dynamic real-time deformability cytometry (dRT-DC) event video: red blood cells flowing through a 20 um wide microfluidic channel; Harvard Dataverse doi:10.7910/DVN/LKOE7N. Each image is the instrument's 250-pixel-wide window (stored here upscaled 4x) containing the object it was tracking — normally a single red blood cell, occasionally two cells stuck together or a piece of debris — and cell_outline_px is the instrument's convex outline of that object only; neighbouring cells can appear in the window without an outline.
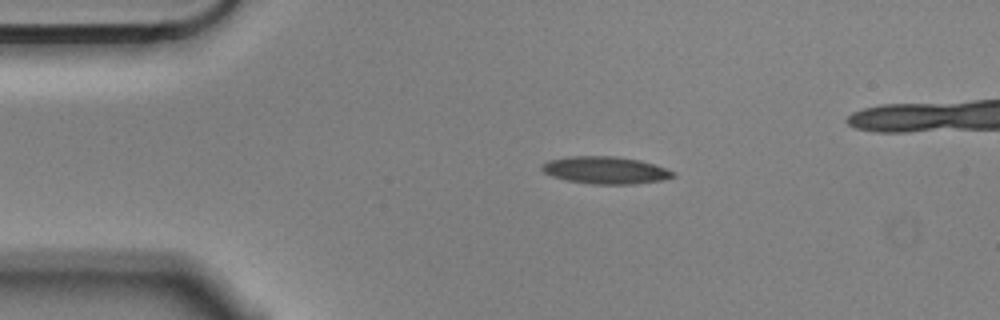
{"species": "Egyptian fruit bat (a non-hibernating species)", "species_latin": "Rousettus aegyptiacus", "temperature_condition": "cold", "stored_images_in_passage": 4, "camera_frame_rate_fps": 3000, "um_per_image_px": 0.085, "animal": {"sex": "male"}, "frame": {"image": 1, "passage_image": 2, "time_ms": 0.333, "image_size_px": [1000, 320], "cell_outline_px": [[676, 176], [660, 180], [632, 184], [592, 184], [568, 180], [552, 176], [544, 172], [540, 168], [540, 164], [548, 160], [568, 156], [616, 156], [640, 160], [656, 164], [676, 172]], "centroid_in_image_um": [51.46, 14.45], "position_along_channel_um": 33.5, "area_um2": 20.98}}